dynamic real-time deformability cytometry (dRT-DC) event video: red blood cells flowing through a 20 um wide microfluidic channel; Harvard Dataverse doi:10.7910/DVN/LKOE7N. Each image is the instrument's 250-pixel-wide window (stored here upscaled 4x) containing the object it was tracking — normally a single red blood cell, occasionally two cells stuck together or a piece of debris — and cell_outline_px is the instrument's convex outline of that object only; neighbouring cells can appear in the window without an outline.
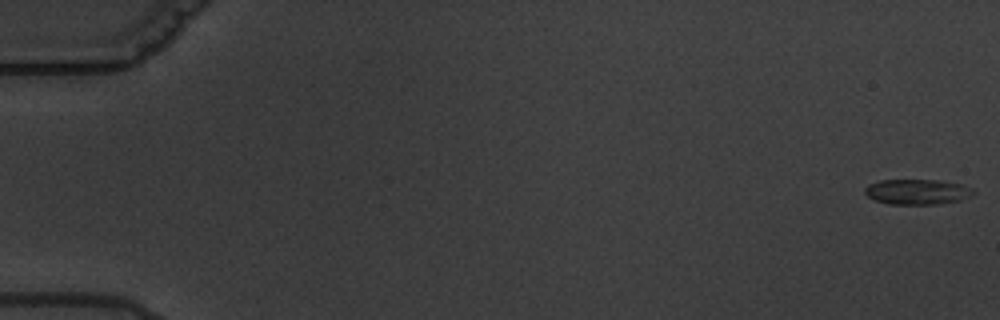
{"species": "common noctule bat (a hibernating species)", "species_latin": "Nyctalus noctula", "temperature_condition": "warm", "stored_images_in_passage": 4, "camera_frame_rate_fps": 3000, "um_per_image_px": 0.085, "animal": {"sex": "male", "body_mass_g": 19.5, "forearm_length_mm": 54.6}, "frame": {"image": 1, "passage_image": 1, "time_ms": 0.0, "image_size_px": [1000, 320], "cell_outline_px": [[976, 192], [960, 200], [936, 204], [888, 204], [876, 200], [868, 196], [864, 192], [864, 188], [868, 184], [880, 180], [936, 180], [960, 184], [972, 188]], "centroid_in_image_um": [77.93, 16.3], "position_along_channel_um": 7.1, "area_um2": 15.84}}